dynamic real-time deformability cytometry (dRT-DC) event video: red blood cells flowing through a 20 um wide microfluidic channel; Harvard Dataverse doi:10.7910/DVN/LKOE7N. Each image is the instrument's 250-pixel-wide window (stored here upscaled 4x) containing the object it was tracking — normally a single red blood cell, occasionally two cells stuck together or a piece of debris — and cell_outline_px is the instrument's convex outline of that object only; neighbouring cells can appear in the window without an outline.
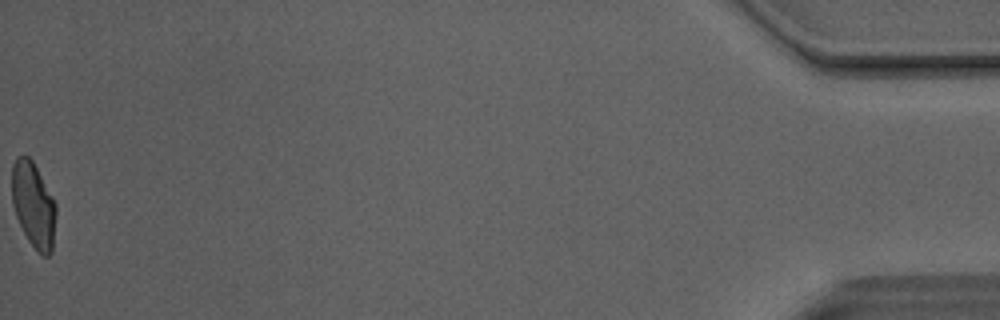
{"species": "Egyptian fruit bat (a non-hibernating species)", "species_latin": "Rousettus aegyptiacus", "temperature_condition": "room temperature", "stored_images_in_passage": 49, "camera_frame_rate_fps": 3000, "um_per_image_px": 0.085, "animal": {"sex": "male"}, "frame": {"image": 1, "passage_image": 49, "time_ms": 16.0, "image_size_px": [1000, 320], "cell_outline_px": [[56, 216], [52, 252], [48, 256], [44, 256], [28, 240], [16, 216], [12, 204], [12, 164], [16, 156], [28, 156], [32, 160], [52, 196], [56, 204]], "centroid_in_image_um": [2.84, 17.4], "position_along_channel_um": 432.4, "area_um2": 21.79}, "authors_computed_cell_mechanics": {"area_um2": 22.7154, "velocity_mm_per_s": 4.1359, "shape_relaxation_time_tau1_ms": 4.1994, "shape_relaxation_time_tau2_ms": 1.0507, "deformation_change_tau1": 0.164, "deformation_change_tau2": 0.0748}}